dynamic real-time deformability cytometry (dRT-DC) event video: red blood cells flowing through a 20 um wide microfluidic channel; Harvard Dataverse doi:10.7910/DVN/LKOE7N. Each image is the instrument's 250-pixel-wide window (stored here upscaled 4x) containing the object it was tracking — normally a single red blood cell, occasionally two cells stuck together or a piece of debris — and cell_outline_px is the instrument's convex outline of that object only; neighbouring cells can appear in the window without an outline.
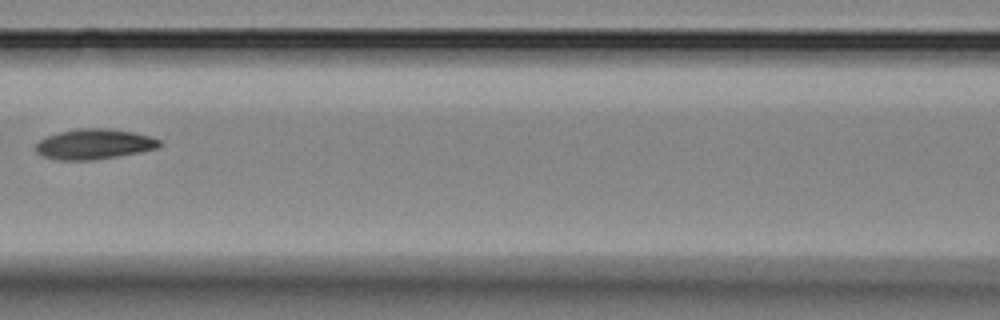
{"species": "Egyptian fruit bat (a non-hibernating species)", "species_latin": "Rousettus aegyptiacus", "temperature_condition": "room temperature", "stored_images_in_passage": 4, "camera_frame_rate_fps": 3000, "um_per_image_px": 0.085, "animal": {"sex": "female"}, "frame": {"image": 1, "passage_image": 3, "time_ms": 3.333, "image_size_px": [1000, 320], "cell_outline_px": [[160, 144], [156, 148], [140, 152], [92, 160], [60, 160], [40, 156], [36, 152], [36, 144], [40, 140], [48, 136], [60, 132], [76, 128], [108, 128], [136, 132], [160, 140]], "centroid_in_image_um": [7.97, 12.24], "position_along_channel_um": 158.6, "area_um2": 21.73}}
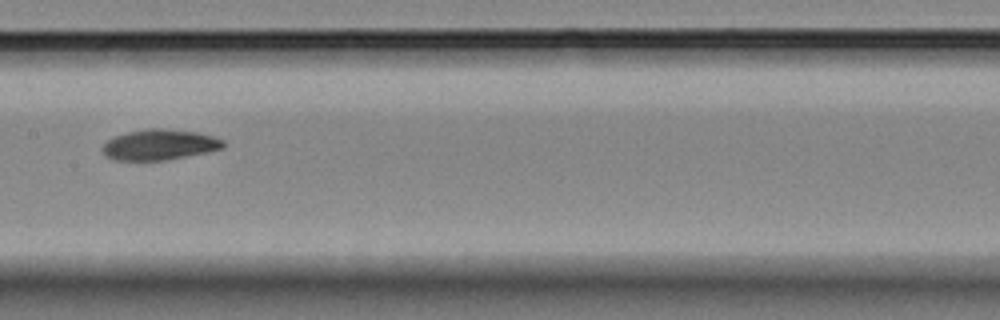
{"frame": {"image": 2, "passage_image": 4, "time_ms": 4.333, "image_size_px": [1000, 320], "cell_outline_px": [[224, 148], [208, 152], [164, 160], [116, 160], [108, 156], [104, 152], [104, 144], [108, 140], [116, 136], [128, 132], [148, 128], [160, 128], [196, 132], [212, 136], [224, 140]], "centroid_in_image_um": [13.61, 12.29], "position_along_channel_um": 193.8, "area_um2": 21.15}}